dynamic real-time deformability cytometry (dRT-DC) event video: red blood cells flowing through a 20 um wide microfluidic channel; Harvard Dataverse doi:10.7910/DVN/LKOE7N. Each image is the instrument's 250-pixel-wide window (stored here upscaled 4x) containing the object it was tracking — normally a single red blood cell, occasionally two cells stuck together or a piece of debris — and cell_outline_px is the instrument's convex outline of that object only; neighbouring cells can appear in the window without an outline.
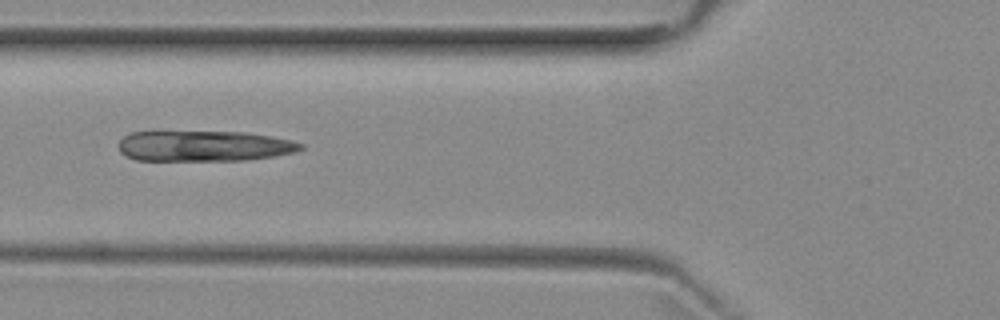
{"species": "common noctule bat (a hibernating species)", "species_latin": "Nyctalus noctula", "temperature_condition": "room temperature", "stored_images_in_passage": 7, "camera_frame_rate_fps": 3000, "um_per_image_px": 0.085, "animal": {"sex": "female", "body_mass_g": 29.2, "forearm_length_mm": 56.3}, "frame": {"image": 1, "passage_image": 6, "time_ms": 5.667, "image_size_px": [1000, 320], "cell_outline_px": [[304, 148], [292, 152], [272, 156], [244, 160], [136, 160], [124, 156], [120, 152], [120, 140], [124, 136], [132, 132], [152, 128], [244, 132], [272, 136], [292, 140], [304, 144]], "centroid_in_image_um": [17.23, 12.35], "position_along_channel_um": 108.6, "area_um2": 33.93}}
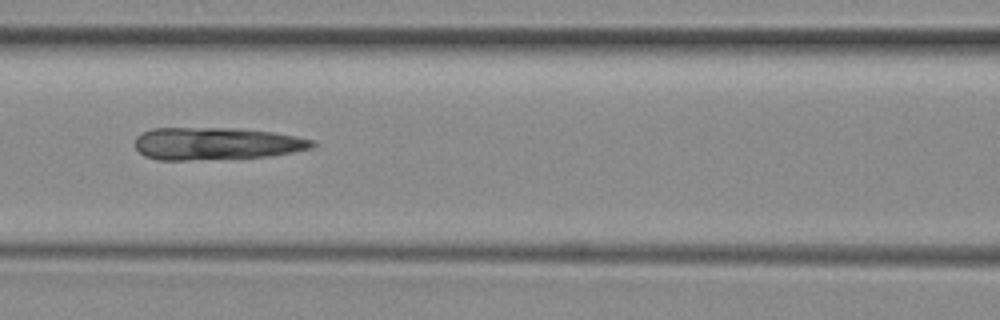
{"frame": {"image": 2, "passage_image": 7, "time_ms": 6.667, "image_size_px": [1000, 320], "cell_outline_px": [[316, 144], [312, 148], [272, 156], [184, 160], [156, 160], [144, 156], [136, 148], [136, 136], [152, 128], [240, 128], [272, 132], [296, 136], [316, 140]], "centroid_in_image_um": [18.4, 12.2], "position_along_channel_um": 148.2, "area_um2": 33.58}}